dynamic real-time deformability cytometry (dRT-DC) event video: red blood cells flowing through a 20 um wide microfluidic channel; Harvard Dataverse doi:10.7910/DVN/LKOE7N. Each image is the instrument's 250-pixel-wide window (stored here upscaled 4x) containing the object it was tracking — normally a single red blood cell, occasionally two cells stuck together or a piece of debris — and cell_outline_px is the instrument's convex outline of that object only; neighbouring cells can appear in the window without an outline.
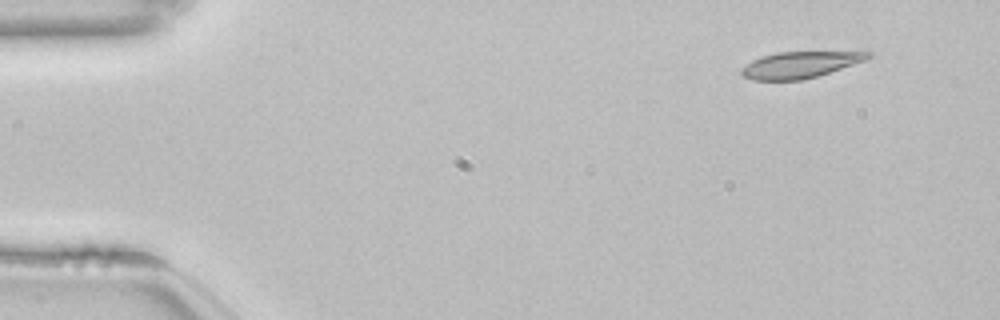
{"species": "common noctule bat (a hibernating species)", "species_latin": "Nyctalus noctula", "temperature_condition": "room temperature", "stored_images_in_passage": 49, "camera_frame_rate_fps": 3000, "um_per_image_px": 0.085, "animal": {"sex": "female", "body_mass_g": 22.7, "forearm_length_mm": 54.2}, "frame": {"image": 1, "passage_image": 1, "time_ms": 0.0, "image_size_px": [1000, 320], "cell_outline_px": [[872, 56], [864, 60], [816, 76], [800, 80], [752, 80], [744, 76], [740, 72], [740, 68], [752, 60], [764, 56], [780, 52], [864, 48], [868, 48], [872, 52]], "centroid_in_image_um": [68.17, 5.42], "position_along_channel_um": 16.8, "area_um2": 20.35}}
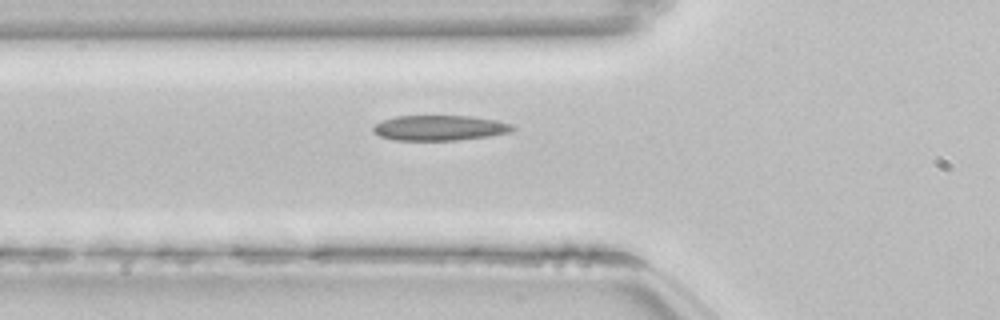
{"frame": {"image": 2, "passage_image": 15, "time_ms": 4.667, "image_size_px": [1000, 320], "cell_outline_px": [[516, 128], [508, 132], [488, 136], [460, 140], [396, 140], [380, 136], [372, 128], [376, 124], [384, 120], [396, 116], [472, 116], [512, 124]], "centroid_in_image_um": [37.37, 10.87], "position_along_channel_um": 88.4, "area_um2": 20.17}}
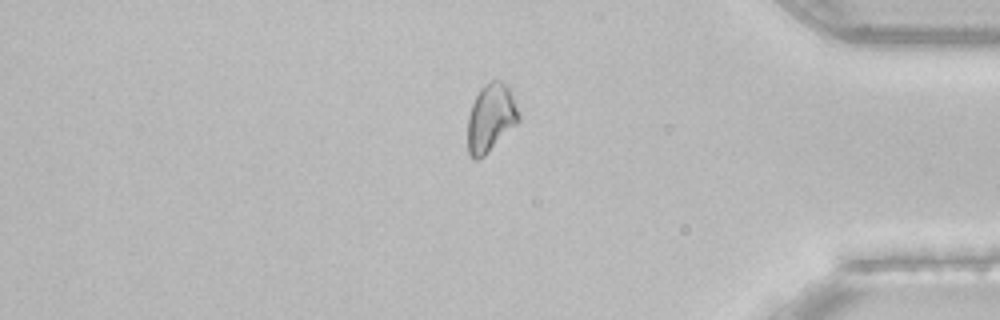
{"frame": {"image": 3, "passage_image": 41, "time_ms": 13.333, "image_size_px": [1000, 320], "cell_outline_px": [[520, 120], [484, 156], [476, 160], [472, 160], [468, 152], [468, 116], [472, 104], [480, 88], [484, 84], [492, 80], [500, 80], [508, 88], [520, 116]], "centroid_in_image_um": [41.68, 10.04], "position_along_channel_um": 393.5, "area_um2": 19.88}, "authors_computed_cell_mechanics": {"area_um2": 20.0566, "velocity_mm_per_s": 3.832, "shape_relaxation_time_tau1_ms": 5.1267, "shape_relaxation_time_tau2_ms": 4.1926, "deformation_change_tau1": 0.1287, "deformation_change_tau2": 0.0893}}